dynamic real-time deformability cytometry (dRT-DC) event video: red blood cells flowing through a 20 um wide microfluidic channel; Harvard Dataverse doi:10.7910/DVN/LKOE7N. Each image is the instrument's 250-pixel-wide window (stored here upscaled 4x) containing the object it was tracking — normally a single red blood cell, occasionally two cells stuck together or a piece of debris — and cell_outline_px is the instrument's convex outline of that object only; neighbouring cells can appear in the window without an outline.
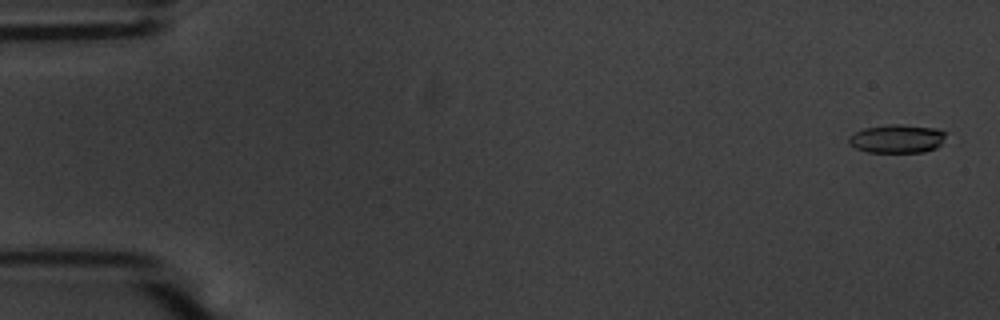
{"species": "common noctule bat (a hibernating species)", "species_latin": "Nyctalus noctula", "temperature_condition": "warm", "stored_images_in_passage": 53, "camera_frame_rate_fps": 3000, "um_per_image_px": 0.085, "animal": {"sex": "male", "body_mass_g": 20.1, "forearm_length_mm": 53.5}, "frame": {"image": 1, "passage_image": 2, "time_ms": 0.333, "image_size_px": [1000, 320], "cell_outline_px": [[948, 132], [940, 144], [936, 148], [924, 152], [868, 152], [856, 148], [848, 140], [848, 136], [864, 128], [892, 124], [900, 124], [940, 128]], "centroid_in_image_um": [76.3, 11.78], "position_along_channel_um": 8.7, "area_um2": 16.18}}
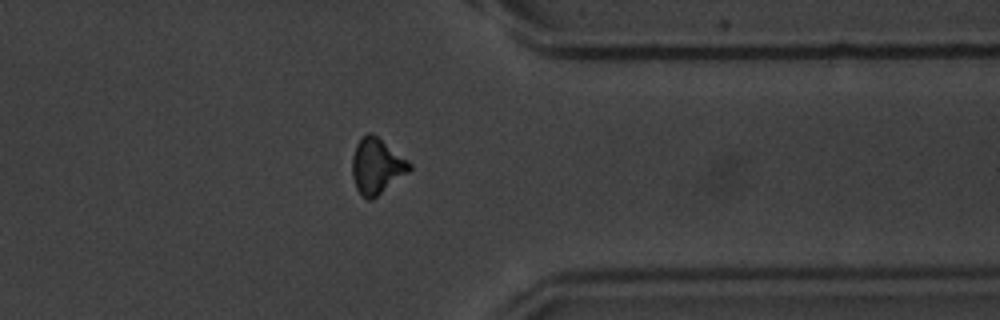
{"frame": {"image": 2, "passage_image": 44, "time_ms": 14.333, "image_size_px": [1000, 320], "cell_outline_px": [[412, 168], [408, 172], [372, 200], [368, 200], [356, 188], [352, 176], [352, 156], [356, 144], [360, 136], [368, 132], [372, 132], [408, 160], [412, 164]], "centroid_in_image_um": [32.0, 14.09], "position_along_channel_um": 379.4, "area_um2": 18.55}}
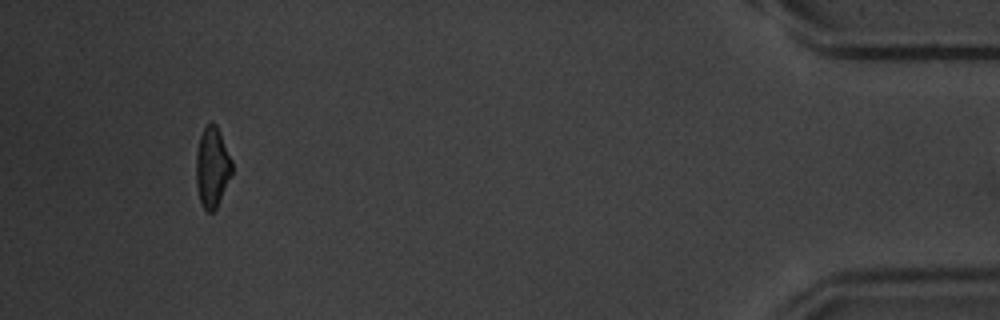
{"frame": {"image": 3, "passage_image": 52, "time_ms": 17.0, "image_size_px": [1000, 320], "cell_outline_px": [[232, 176], [216, 208], [212, 212], [208, 212], [204, 208], [200, 200], [196, 184], [196, 152], [200, 136], [204, 128], [212, 120], [216, 124], [220, 132], [232, 160]], "centroid_in_image_um": [18.05, 14.2], "position_along_channel_um": 417.2, "area_um2": 16.88}}